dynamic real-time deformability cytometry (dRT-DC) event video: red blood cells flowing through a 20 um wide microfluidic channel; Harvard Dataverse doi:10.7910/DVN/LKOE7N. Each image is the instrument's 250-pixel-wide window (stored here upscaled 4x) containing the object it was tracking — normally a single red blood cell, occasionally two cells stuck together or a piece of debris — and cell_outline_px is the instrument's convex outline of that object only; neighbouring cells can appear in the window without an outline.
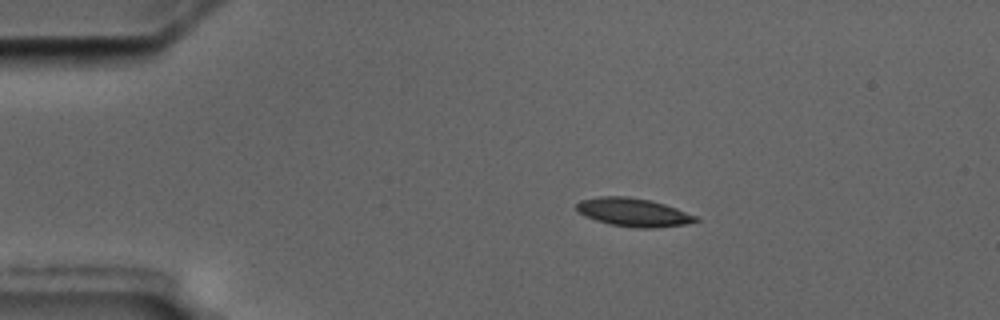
{"species": "common noctule bat (a hibernating species)", "species_latin": "Nyctalus noctula", "temperature_condition": "cold", "stored_images_in_passage": 4, "camera_frame_rate_fps": 3000, "um_per_image_px": 0.085, "animal": {"sex": "male", "body_mass_g": 17.5, "forearm_length_mm": 52.3}, "frame": {"image": 1, "passage_image": 1, "time_ms": 0.0, "image_size_px": [1000, 320], "cell_outline_px": [[700, 220], [688, 224], [656, 228], [636, 228], [608, 224], [584, 216], [576, 208], [576, 204], [580, 200], [600, 196], [628, 196], [648, 200], [664, 204], [676, 208], [696, 216]], "centroid_in_image_um": [53.83, 18.05], "position_along_channel_um": 31.2, "area_um2": 19.71}}
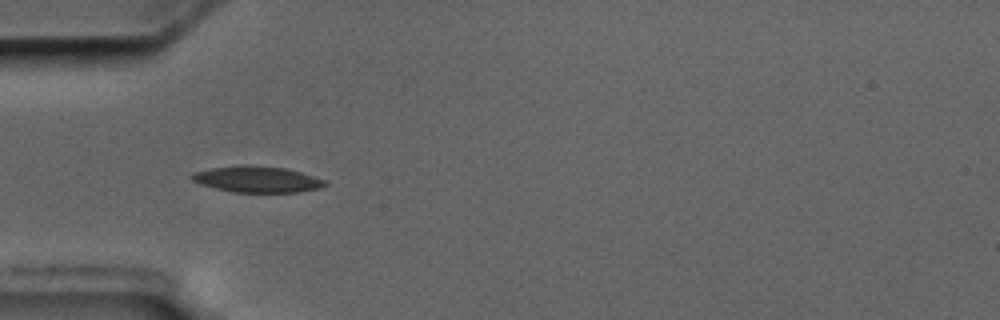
{"frame": {"image": 2, "passage_image": 3, "time_ms": 2.333, "image_size_px": [1000, 320], "cell_outline_px": [[328, 184], [320, 188], [300, 192], [232, 192], [200, 184], [192, 180], [188, 176], [192, 172], [212, 168], [244, 164], [248, 164], [284, 168], [300, 172], [324, 180]], "centroid_in_image_um": [21.81, 15.23], "position_along_channel_um": 63.2, "area_um2": 20.35}}
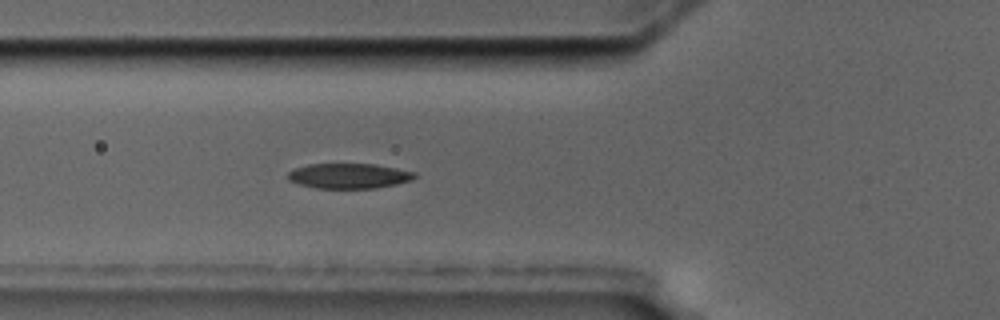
{"frame": {"image": 3, "passage_image": 4, "time_ms": 3.333, "image_size_px": [1000, 320], "cell_outline_px": [[416, 176], [412, 180], [396, 184], [376, 188], [316, 188], [300, 184], [288, 180], [288, 172], [292, 168], [308, 164], [376, 164], [416, 172]], "centroid_in_image_um": [29.65, 14.94], "position_along_channel_um": 96.2, "area_um2": 18.61}}